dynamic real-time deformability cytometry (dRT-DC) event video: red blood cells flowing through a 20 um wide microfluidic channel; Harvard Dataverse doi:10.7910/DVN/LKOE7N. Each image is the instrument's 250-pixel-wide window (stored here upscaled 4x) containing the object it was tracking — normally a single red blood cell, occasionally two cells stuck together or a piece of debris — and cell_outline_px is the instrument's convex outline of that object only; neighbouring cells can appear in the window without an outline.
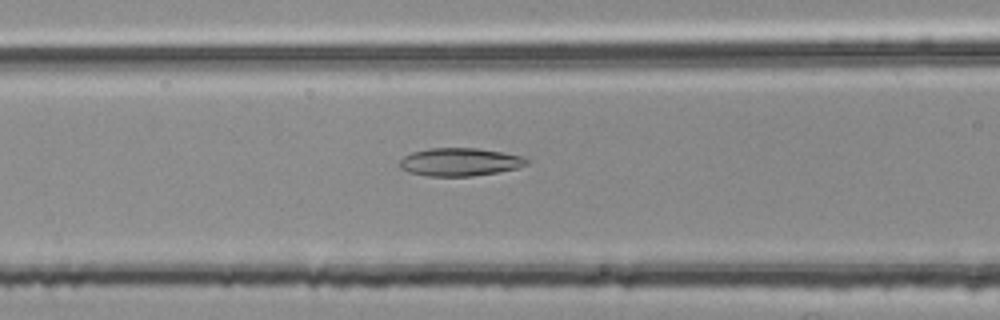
{"species": "common noctule bat (a hibernating species)", "species_latin": "Nyctalus noctula", "temperature_condition": "room temperature", "stored_images_in_passage": 42, "camera_frame_rate_fps": 3000, "um_per_image_px": 0.085, "animal": {"sex": "female", "body_mass_g": 25.1}, "frame": {"image": 1, "passage_image": 10, "time_ms": 3.0, "image_size_px": [1000, 320], "cell_outline_px": [[528, 164], [516, 168], [496, 172], [472, 176], [428, 176], [408, 172], [400, 168], [400, 160], [404, 156], [412, 152], [428, 148], [480, 148], [520, 156], [528, 160]], "centroid_in_image_um": [39.04, 13.76], "position_along_channel_um": 127.6, "area_um2": 20.58}}
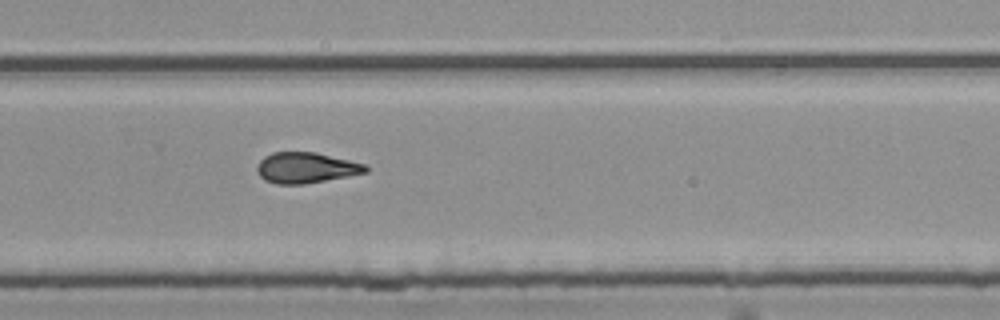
{"frame": {"image": 2, "passage_image": 24, "time_ms": 7.667, "image_size_px": [1000, 320], "cell_outline_px": [[368, 172], [348, 176], [304, 184], [276, 184], [264, 180], [260, 176], [256, 168], [260, 160], [264, 156], [272, 152], [316, 152], [364, 164], [368, 168]], "centroid_in_image_um": [25.98, 14.26], "position_along_channel_um": 303.8, "area_um2": 19.36}}
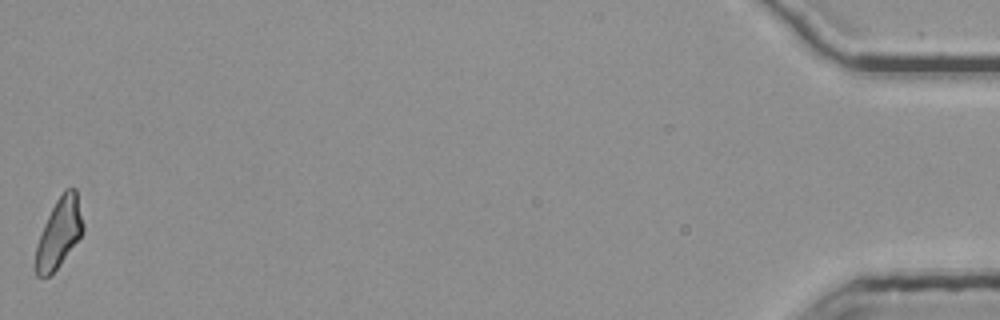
{"frame": {"image": 3, "passage_image": 42, "time_ms": 13.667, "image_size_px": [1000, 320], "cell_outline_px": [[84, 232], [60, 264], [48, 276], [36, 276], [36, 244], [44, 224], [56, 200], [64, 188], [76, 188], [84, 224]], "centroid_in_image_um": [5.05, 19.75], "position_along_channel_um": 430.2, "area_um2": 19.02}, "authors_computed_cell_mechanics": {"area_um2": 19.4786, "velocity_mm_per_s": 3.7863, "shape_relaxation_time_tau1_ms": null, "shape_relaxation_time_tau2_ms": 3.2787, "deformation_change_tau1": null, "deformation_change_tau2": 0.1259}}